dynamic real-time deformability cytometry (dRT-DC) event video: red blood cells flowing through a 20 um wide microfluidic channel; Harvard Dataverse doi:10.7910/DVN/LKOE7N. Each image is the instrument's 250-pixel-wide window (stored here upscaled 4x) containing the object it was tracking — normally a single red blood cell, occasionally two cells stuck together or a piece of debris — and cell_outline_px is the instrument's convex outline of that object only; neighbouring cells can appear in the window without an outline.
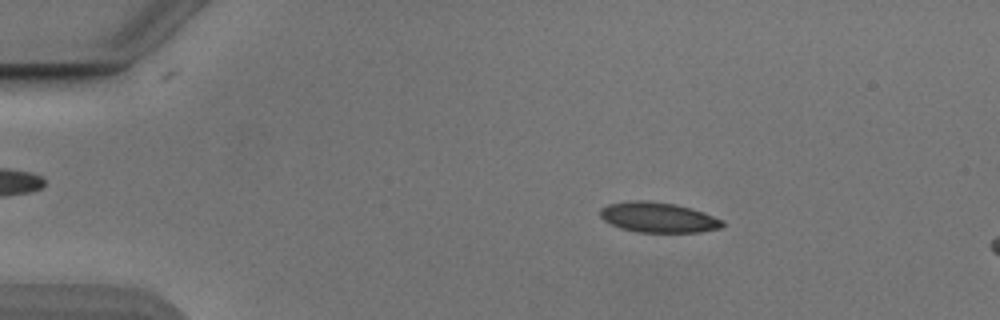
{"species": "Egyptian fruit bat (a non-hibernating species)", "species_latin": "Rousettus aegyptiacus", "temperature_condition": "cold", "stored_images_in_passage": 15, "camera_frame_rate_fps": 3000, "um_per_image_px": 0.085, "animal": {"sex": "male"}, "frame": {"image": 1, "passage_image": 9, "time_ms": 2.667, "image_size_px": [1000, 320], "cell_outline_px": [[724, 224], [720, 228], [700, 232], [636, 232], [620, 228], [604, 220], [600, 216], [600, 208], [608, 204], [628, 200], [648, 200], [676, 204], [692, 208], [704, 212], [724, 220]], "centroid_in_image_um": [55.95, 18.47], "position_along_channel_um": 29.1, "area_um2": 21.73}}